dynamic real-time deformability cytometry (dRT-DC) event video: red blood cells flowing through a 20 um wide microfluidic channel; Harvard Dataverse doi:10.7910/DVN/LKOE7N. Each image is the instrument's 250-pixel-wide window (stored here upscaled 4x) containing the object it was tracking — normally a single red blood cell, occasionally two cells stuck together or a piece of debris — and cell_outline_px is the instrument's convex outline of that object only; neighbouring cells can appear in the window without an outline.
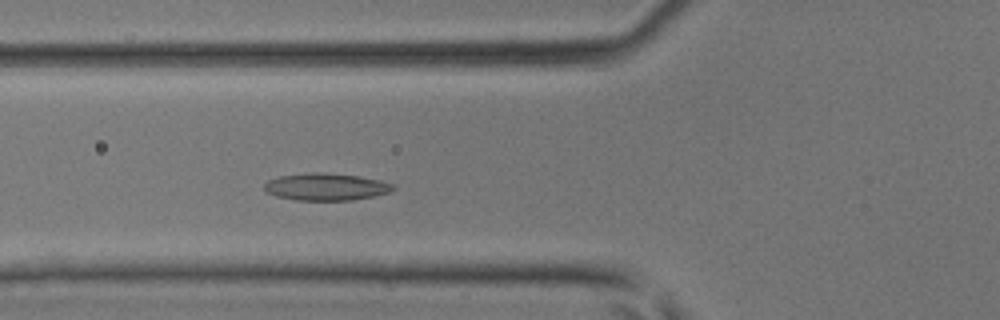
{"species": "common noctule bat (a hibernating species)", "species_latin": "Nyctalus noctula", "temperature_condition": "room temperature", "stored_images_in_passage": 41, "camera_frame_rate_fps": 3000, "um_per_image_px": 0.085, "animal": {"sex": "male", "body_mass_g": 17.9, "forearm_length_mm": 54.2}, "frame": {"image": 1, "passage_image": 13, "time_ms": 4.0, "image_size_px": [1000, 320], "cell_outline_px": [[396, 188], [388, 192], [372, 196], [352, 200], [296, 200], [276, 196], [268, 192], [264, 188], [264, 184], [268, 180], [280, 176], [312, 172], [320, 172], [360, 176], [380, 180], [392, 184]], "centroid_in_image_um": [27.7, 15.87], "position_along_channel_um": 98.1, "area_um2": 20.23}}
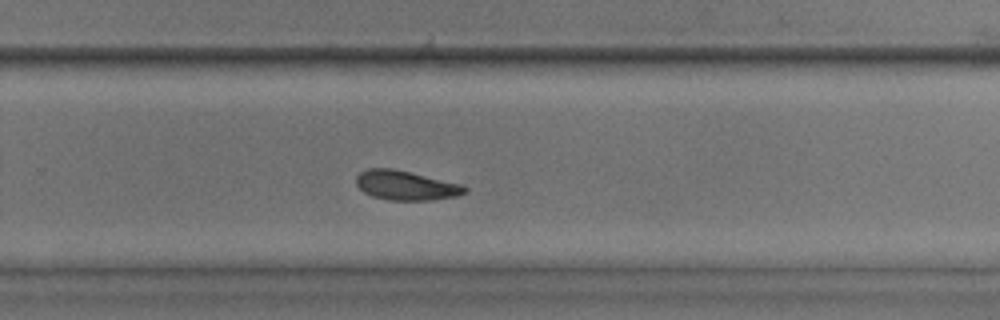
{"frame": {"image": 2, "passage_image": 26, "time_ms": 8.333, "image_size_px": [1000, 320], "cell_outline_px": [[468, 192], [456, 196], [432, 200], [388, 200], [372, 196], [364, 192], [356, 184], [356, 176], [360, 172], [368, 168], [392, 168], [412, 172], [460, 184], [468, 188]], "centroid_in_image_um": [34.49, 15.75], "position_along_channel_um": 295.3, "area_um2": 18.67}}
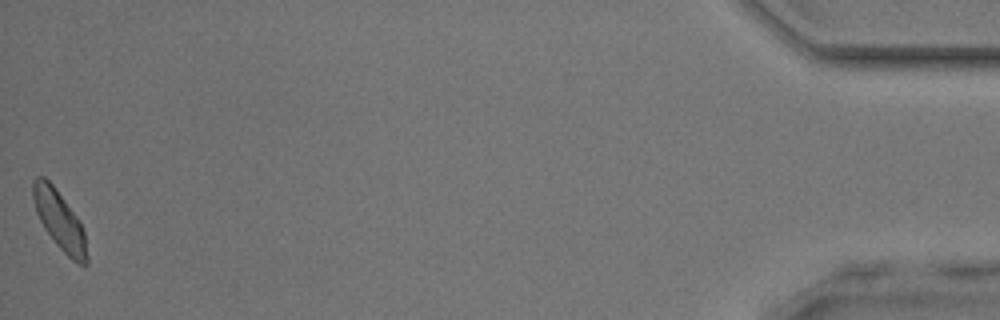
{"frame": {"image": 3, "passage_image": 41, "time_ms": 13.333, "image_size_px": [1000, 320], "cell_outline_px": [[88, 264], [84, 268], [72, 260], [56, 244], [44, 228], [36, 212], [32, 196], [32, 180], [36, 176], [44, 176], [52, 184], [80, 220], [84, 232], [88, 256]], "centroid_in_image_um": [5.07, 18.75], "position_along_channel_um": 430.1, "area_um2": 18.61}}